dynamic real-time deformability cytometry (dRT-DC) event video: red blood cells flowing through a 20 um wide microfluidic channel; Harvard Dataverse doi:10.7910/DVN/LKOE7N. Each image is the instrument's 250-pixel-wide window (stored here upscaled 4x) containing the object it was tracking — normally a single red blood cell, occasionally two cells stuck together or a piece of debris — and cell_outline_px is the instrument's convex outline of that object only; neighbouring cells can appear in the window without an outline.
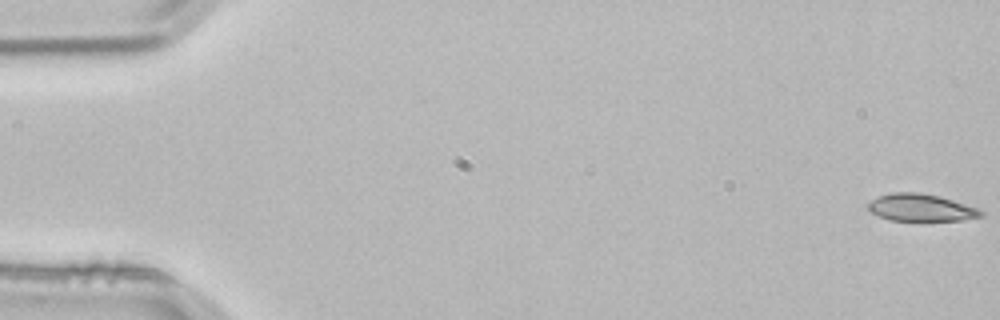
{"species": "common noctule bat (a hibernating species)", "species_latin": "Nyctalus noctula", "temperature_condition": "room temperature", "stored_images_in_passage": 4, "camera_frame_rate_fps": 3000, "um_per_image_px": 0.085, "animal": {"sex": "male", "body_mass_g": 21.5, "forearm_length_mm": 52.0}, "frame": {"image": 1, "passage_image": 1, "time_ms": 0.0, "image_size_px": [1000, 320], "cell_outline_px": [[984, 216], [964, 220], [892, 220], [868, 212], [868, 204], [872, 200], [880, 196], [892, 192], [920, 192], [940, 196], [976, 208], [984, 212]], "centroid_in_image_um": [78.28, 17.64], "position_along_channel_um": 6.7, "area_um2": 17.74}}